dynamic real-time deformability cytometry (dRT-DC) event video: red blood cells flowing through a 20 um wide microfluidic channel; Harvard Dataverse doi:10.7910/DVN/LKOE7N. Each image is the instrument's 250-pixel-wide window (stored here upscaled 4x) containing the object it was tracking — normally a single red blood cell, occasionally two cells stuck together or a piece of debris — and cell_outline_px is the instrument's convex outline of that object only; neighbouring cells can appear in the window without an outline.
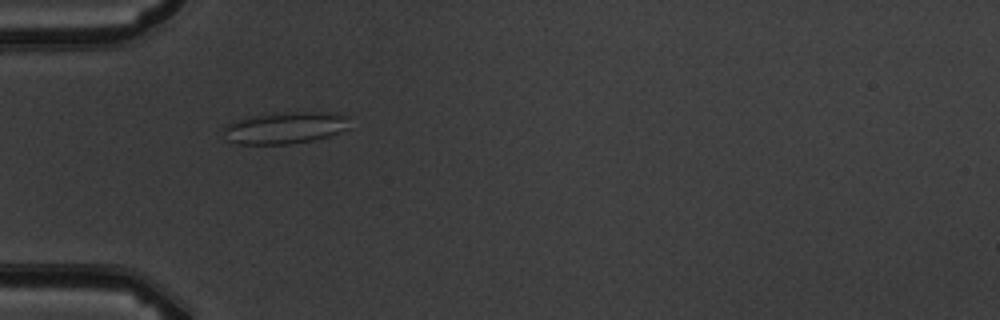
{"species": "common noctule bat (a hibernating species)", "species_latin": "Nyctalus noctula", "temperature_condition": "warm", "stored_images_in_passage": 5, "camera_frame_rate_fps": 3000, "um_per_image_px": 0.085, "animal": {"sex": "male", "body_mass_g": 19.5, "forearm_length_mm": 54.6}, "frame": {"image": 1, "passage_image": 1, "time_ms": 0.0, "image_size_px": [1000, 320], "cell_outline_px": [[348, 128], [328, 136], [312, 140], [288, 144], [236, 144], [228, 140], [220, 128], [224, 124], [232, 120], [252, 116], [296, 112], [336, 112], [348, 116]], "centroid_in_image_um": [24.17, 10.86], "position_along_channel_um": 60.8, "area_um2": 23.47}}
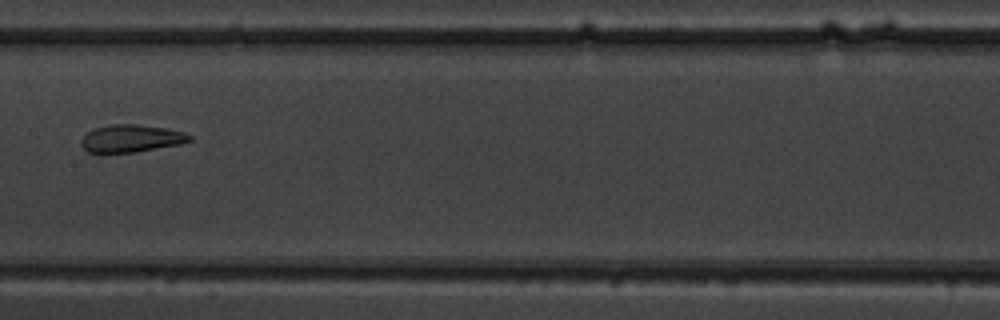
{"frame": {"image": 2, "passage_image": 4, "time_ms": 3.667, "image_size_px": [1000, 320], "cell_outline_px": [[192, 140], [180, 144], [136, 152], [104, 156], [100, 156], [88, 152], [80, 144], [80, 140], [88, 132], [96, 128], [112, 124], [136, 124], [168, 128], [184, 132], [192, 136]], "centroid_in_image_um": [11.1, 11.81], "position_along_channel_um": 196.3, "area_um2": 18.03}}
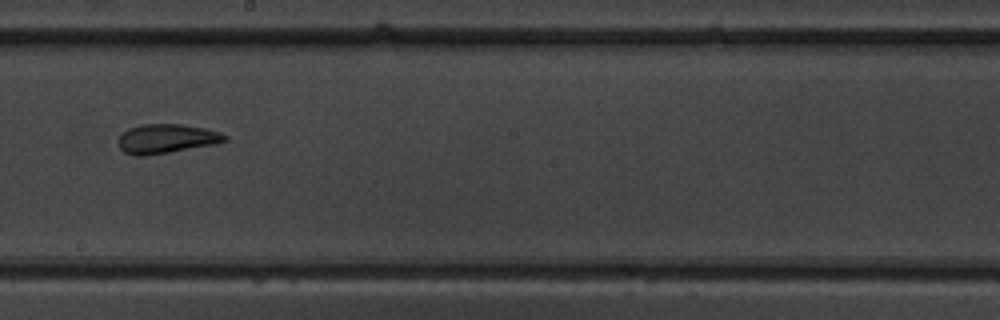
{"frame": {"image": 3, "passage_image": 5, "time_ms": 4.667, "image_size_px": [1000, 320], "cell_outline_px": [[228, 140], [216, 144], [144, 156], [136, 156], [124, 152], [120, 148], [120, 136], [128, 128], [140, 124], [180, 124], [204, 128], [220, 132], [228, 136]], "centroid_in_image_um": [14.17, 11.78], "position_along_channel_um": 234.0, "area_um2": 18.03}}